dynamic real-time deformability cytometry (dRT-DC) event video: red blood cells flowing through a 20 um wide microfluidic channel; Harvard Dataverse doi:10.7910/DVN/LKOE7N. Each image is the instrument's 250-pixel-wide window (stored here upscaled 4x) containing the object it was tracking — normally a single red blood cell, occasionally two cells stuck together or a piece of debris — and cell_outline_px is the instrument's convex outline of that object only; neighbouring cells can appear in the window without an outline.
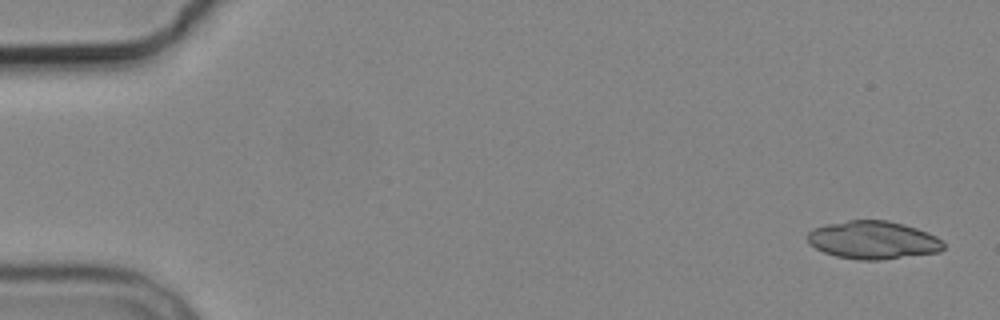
{"species": "common noctule bat (a hibernating species)", "species_latin": "Nyctalus noctula", "temperature_condition": "cold", "stored_images_in_passage": 5, "camera_frame_rate_fps": 3000, "um_per_image_px": 0.085, "animal": {"sex": "male", "body_mass_g": 19.2, "forearm_length_mm": 51.8}, "frame": {"image": 1, "passage_image": 1, "time_ms": 0.0, "image_size_px": [1000, 320], "cell_outline_px": [[944, 248], [940, 252], [880, 260], [856, 260], [836, 256], [824, 252], [816, 248], [804, 236], [812, 228], [828, 224], [848, 220], [888, 220], [904, 224], [928, 232], [936, 236], [944, 244]], "centroid_in_image_um": [74.21, 20.4], "position_along_channel_um": 10.8, "area_um2": 30.23}}